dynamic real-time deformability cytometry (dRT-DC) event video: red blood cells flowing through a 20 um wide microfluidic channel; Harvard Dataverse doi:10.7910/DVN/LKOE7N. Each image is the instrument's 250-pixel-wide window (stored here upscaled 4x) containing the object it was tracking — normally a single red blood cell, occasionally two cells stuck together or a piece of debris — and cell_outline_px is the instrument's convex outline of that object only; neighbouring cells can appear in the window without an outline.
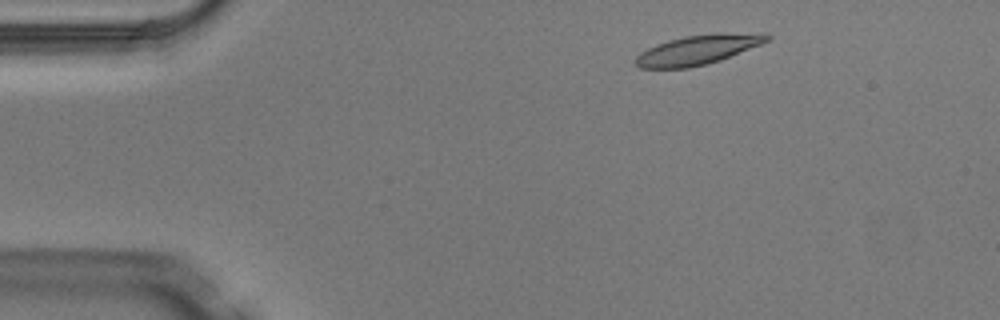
{"species": "Egyptian fruit bat (a non-hibernating species)", "species_latin": "Rousettus aegyptiacus", "temperature_condition": "warm", "stored_images_in_passage": 3, "camera_frame_rate_fps": 3000, "um_per_image_px": 0.085, "animal": {"sex": "male"}, "frame": {"image": 1, "passage_image": 1, "time_ms": 0.0, "image_size_px": [1000, 320], "cell_outline_px": [[772, 36], [768, 40], [760, 44], [720, 60], [688, 68], [640, 68], [636, 64], [636, 56], [640, 52], [656, 44], [668, 40], [684, 36], [716, 32], [768, 32]], "centroid_in_image_um": [59.37, 4.19], "position_along_channel_um": 25.6, "area_um2": 22.83}}
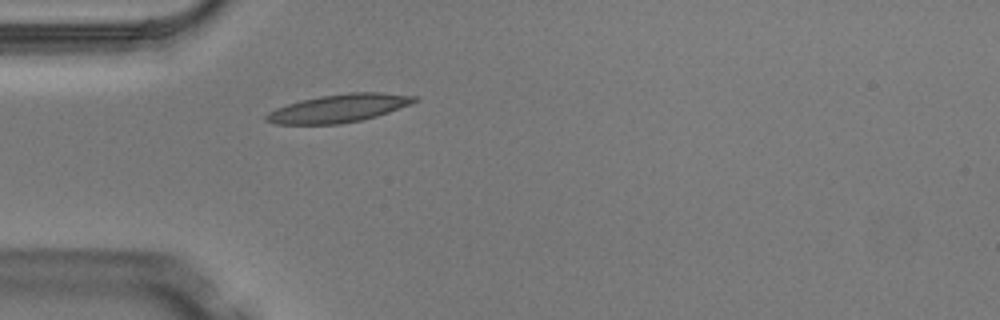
{"frame": {"image": 2, "passage_image": 3, "time_ms": 0.667, "image_size_px": [1000, 320], "cell_outline_px": [[420, 100], [412, 104], [376, 116], [360, 120], [340, 124], [276, 124], [264, 120], [264, 116], [268, 112], [276, 108], [300, 100], [320, 96], [348, 92], [380, 92], [416, 96]], "centroid_in_image_um": [28.8, 9.2], "position_along_channel_um": 56.2, "area_um2": 24.28}}